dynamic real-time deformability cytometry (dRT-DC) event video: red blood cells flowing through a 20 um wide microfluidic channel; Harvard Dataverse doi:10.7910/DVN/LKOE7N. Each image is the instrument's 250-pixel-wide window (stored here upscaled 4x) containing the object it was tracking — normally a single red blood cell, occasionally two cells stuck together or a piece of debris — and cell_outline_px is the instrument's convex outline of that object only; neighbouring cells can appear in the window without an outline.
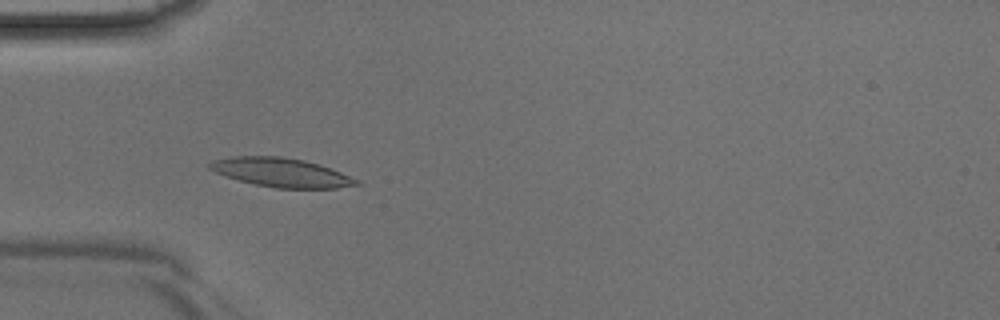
{"species": "Egyptian fruit bat (a non-hibernating species)", "species_latin": "Rousettus aegyptiacus", "temperature_condition": "room temperature", "stored_images_in_passage": 45, "camera_frame_rate_fps": 3000, "um_per_image_px": 0.085, "animal": {"sex": "male"}, "frame": {"image": 1, "passage_image": 14, "time_ms": 4.333, "image_size_px": [1000, 320], "cell_outline_px": [[360, 184], [336, 188], [276, 188], [256, 184], [240, 180], [216, 172], [208, 168], [208, 164], [212, 160], [232, 156], [280, 156], [304, 160], [320, 164], [360, 180]], "centroid_in_image_um": [23.92, 14.65], "position_along_channel_um": 61.1, "area_um2": 24.57}}
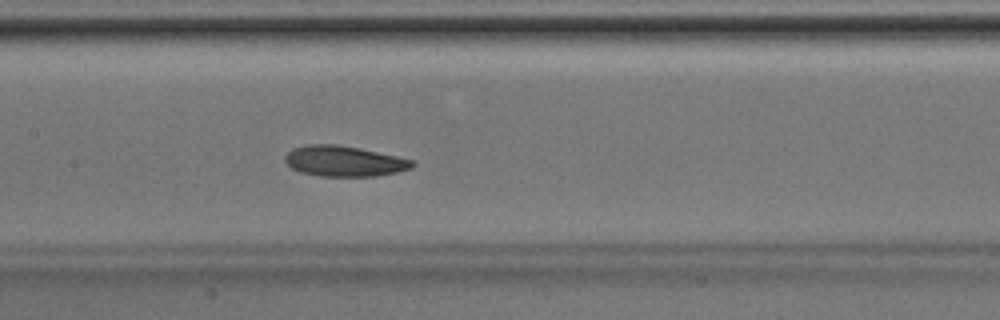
{"frame": {"image": 2, "passage_image": 22, "time_ms": 7.0, "image_size_px": [1000, 320], "cell_outline_px": [[416, 164], [412, 168], [396, 172], [376, 176], [320, 176], [300, 172], [292, 168], [284, 160], [284, 156], [292, 148], [308, 144], [336, 144], [360, 148], [396, 156], [412, 160]], "centroid_in_image_um": [29.23, 13.69], "position_along_channel_um": 178.2, "area_um2": 22.66}}
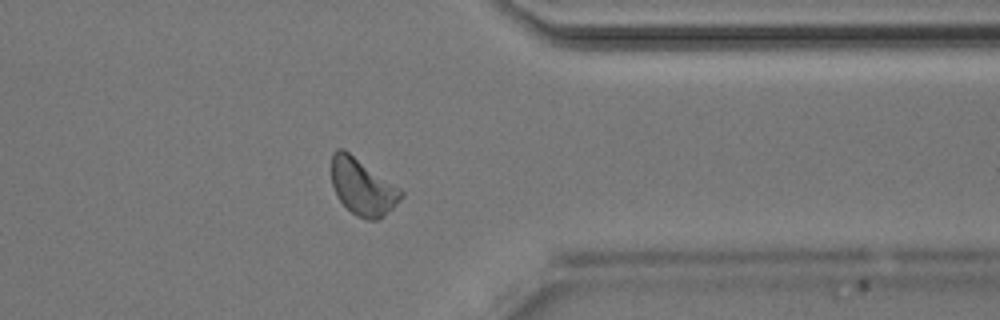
{"frame": {"image": 3, "passage_image": 36, "time_ms": 11.667, "image_size_px": [1000, 320], "cell_outline_px": [[404, 196], [384, 216], [376, 220], [368, 220], [356, 216], [340, 200], [332, 184], [332, 152], [336, 148], [344, 148], [400, 188], [404, 192]], "centroid_in_image_um": [30.82, 15.87], "position_along_channel_um": 380.6, "area_um2": 22.77}}